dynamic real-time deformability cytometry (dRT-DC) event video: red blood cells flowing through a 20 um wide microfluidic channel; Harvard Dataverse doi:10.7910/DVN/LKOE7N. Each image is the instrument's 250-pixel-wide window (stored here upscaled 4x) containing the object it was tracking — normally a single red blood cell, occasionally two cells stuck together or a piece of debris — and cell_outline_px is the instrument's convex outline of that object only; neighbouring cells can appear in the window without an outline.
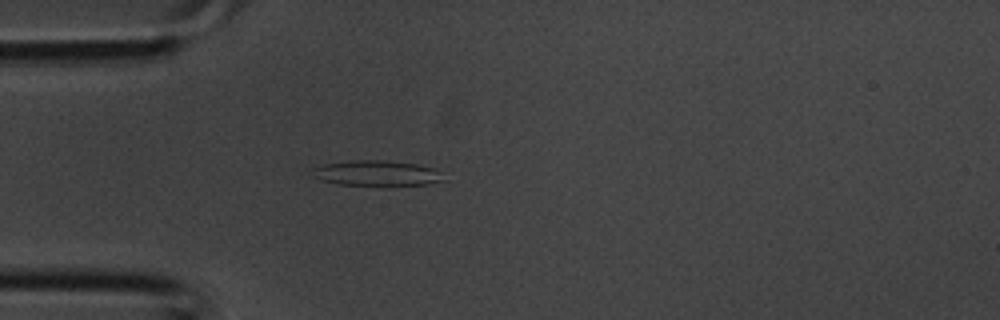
{"species": "common noctule bat (a hibernating species)", "species_latin": "Nyctalus noctula", "temperature_condition": "room temperature", "stored_images_in_passage": 37, "camera_frame_rate_fps": 3000, "um_per_image_px": 0.085, "animal": {"sex": "male", "body_mass_g": 20.1, "forearm_length_mm": 53.5}, "frame": {"image": 1, "passage_image": 10, "time_ms": 3.0, "image_size_px": [1000, 320], "cell_outline_px": [[444, 180], [428, 184], [388, 188], [384, 188], [336, 184], [320, 180], [308, 176], [308, 168], [324, 164], [352, 160], [384, 160], [416, 164], [432, 168], [440, 172]], "centroid_in_image_um": [31.91, 14.77], "position_along_channel_um": 53.1, "area_um2": 20.69}}
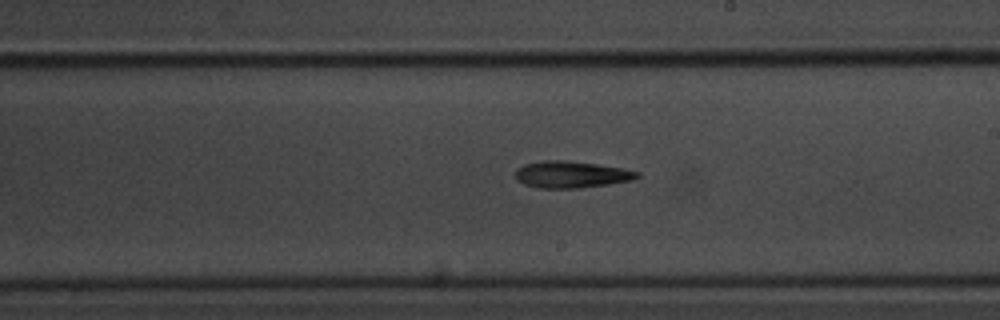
{"frame": {"image": 2, "passage_image": 21, "time_ms": 6.667, "image_size_px": [1000, 320], "cell_outline_px": [[640, 176], [636, 180], [580, 188], [540, 188], [524, 184], [516, 180], [516, 168], [524, 164], [544, 160], [564, 160], [596, 164], [624, 168], [640, 172]], "centroid_in_image_um": [48.58, 14.83], "position_along_channel_um": 240.4, "area_um2": 19.13}}
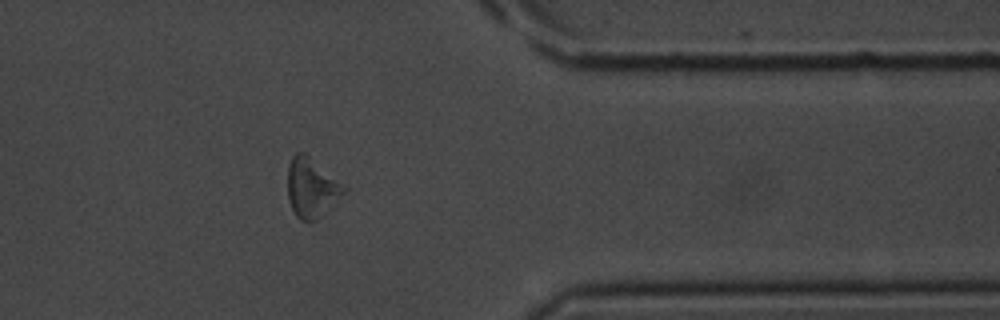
{"frame": {"image": 3, "passage_image": 30, "time_ms": 9.667, "image_size_px": [1000, 320], "cell_outline_px": [[348, 188], [316, 220], [300, 220], [296, 216], [288, 200], [288, 164], [292, 156], [296, 152], [304, 152], [348, 184]], "centroid_in_image_um": [26.5, 15.9], "position_along_channel_um": 384.9, "area_um2": 19.65}}